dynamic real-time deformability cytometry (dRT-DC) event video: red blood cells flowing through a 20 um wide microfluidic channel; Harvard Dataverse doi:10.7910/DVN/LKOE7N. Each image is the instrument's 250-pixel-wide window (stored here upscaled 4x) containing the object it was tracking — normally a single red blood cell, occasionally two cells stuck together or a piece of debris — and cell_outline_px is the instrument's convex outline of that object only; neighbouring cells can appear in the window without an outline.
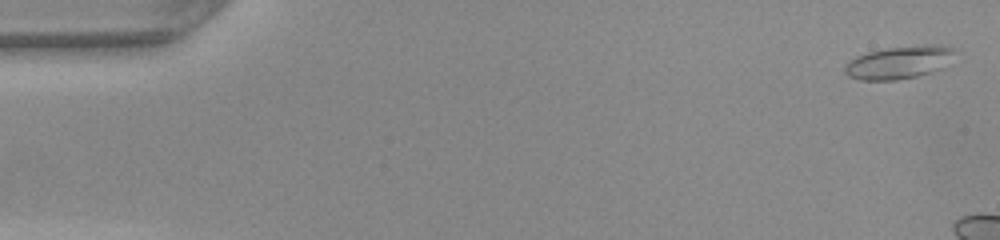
{"species": "common noctule bat (a hibernating species)", "species_latin": "Nyctalus noctula", "temperature_condition": "warm", "stored_images_in_passage": 9, "camera_frame_rate_fps": 3000, "um_per_image_px": 0.085, "animal": {"sex": "female", "body_mass_g": 22.0, "forearm_length_mm": 56.7}, "frame": {"image": 1, "passage_image": 2, "time_ms": 0.333, "image_size_px": [1000, 240], "cell_outline_px": [[956, 48], [940, 68], [916, 76], [896, 80], [860, 80], [848, 76], [844, 72], [844, 68], [848, 60], [856, 56], [868, 52], [888, 48], [936, 44], [940, 44]], "centroid_in_image_um": [76.32, 5.3], "position_along_channel_um": 8.7, "area_um2": 20.52}}